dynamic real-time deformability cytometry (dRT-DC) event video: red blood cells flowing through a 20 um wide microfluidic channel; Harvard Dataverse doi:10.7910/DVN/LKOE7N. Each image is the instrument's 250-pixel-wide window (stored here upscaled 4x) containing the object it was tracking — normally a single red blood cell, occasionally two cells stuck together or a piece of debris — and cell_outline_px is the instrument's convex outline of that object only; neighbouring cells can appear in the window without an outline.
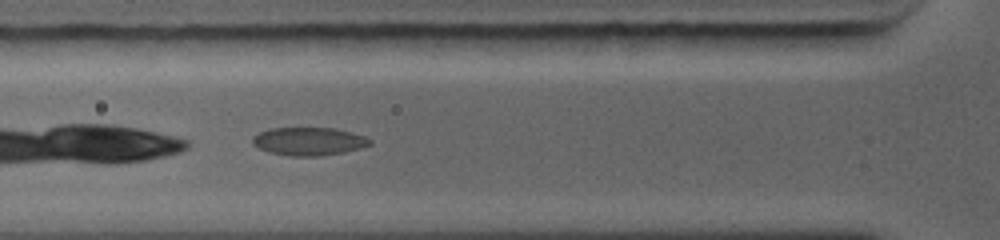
{"species": "common noctule bat (a hibernating species)", "species_latin": "Nyctalus noctula", "temperature_condition": "warm", "stored_images_in_passage": 54, "camera_frame_rate_fps": 5000, "um_per_image_px": 0.085, "animal": {"sex": "female", "body_mass_g": 19.0, "forearm_length_mm": 56.7}, "frame": {"image": 1, "passage_image": 6, "time_ms": 1.4, "image_size_px": [1000, 240], "cell_outline_px": [[368, 144], [352, 148], [332, 152], [308, 156], [276, 152], [264, 148], [256, 144], [256, 136], [260, 132], [276, 128], [328, 128], [344, 132], [356, 136]], "centroid_in_image_um": [26.1, 11.97], "position_along_channel_um": 99.7, "area_um2": 16.53}}
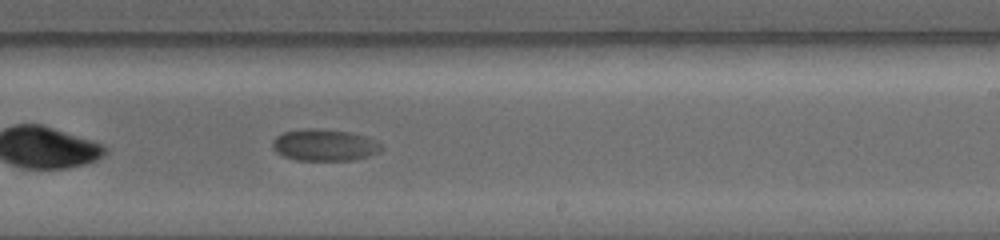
{"frame": {"image": 2, "passage_image": 26, "time_ms": 5.2, "image_size_px": [1000, 240], "cell_outline_px": [[360, 156], [348, 160], [300, 160], [288, 156], [280, 152], [276, 148], [276, 140], [284, 132], [304, 128], [312, 128], [348, 132], [356, 136]], "centroid_in_image_um": [27.06, 12.3], "position_along_channel_um": 261.9, "area_um2": 16.3}}
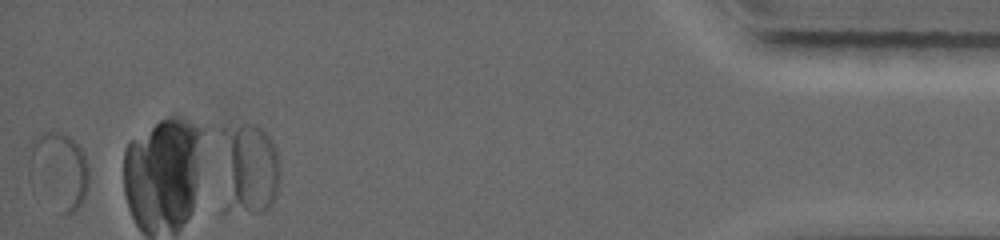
{"frame": {"image": 3, "passage_image": 52, "time_ms": 10.4, "image_size_px": [1000, 240], "cell_outline_px": [[88, 184], [84, 200], [72, 212], [64, 212], [28, 176], [28, 144], [36, 136], [44, 132], [52, 132], [72, 136], [80, 148], [84, 156], [88, 168]], "centroid_in_image_um": [4.99, 14.37], "position_along_channel_um": 430.2, "area_um2": 26.01}, "authors_computed_cell_mechanics": {"area_um2": 16.4441, "velocity_mm_per_s": 4.2721, "shape_relaxation_time_tau1_ms": 2.3972, "shape_relaxation_time_tau2_ms": null, "deformation_change_tau1": 0.1589, "deformation_change_tau2": null}}